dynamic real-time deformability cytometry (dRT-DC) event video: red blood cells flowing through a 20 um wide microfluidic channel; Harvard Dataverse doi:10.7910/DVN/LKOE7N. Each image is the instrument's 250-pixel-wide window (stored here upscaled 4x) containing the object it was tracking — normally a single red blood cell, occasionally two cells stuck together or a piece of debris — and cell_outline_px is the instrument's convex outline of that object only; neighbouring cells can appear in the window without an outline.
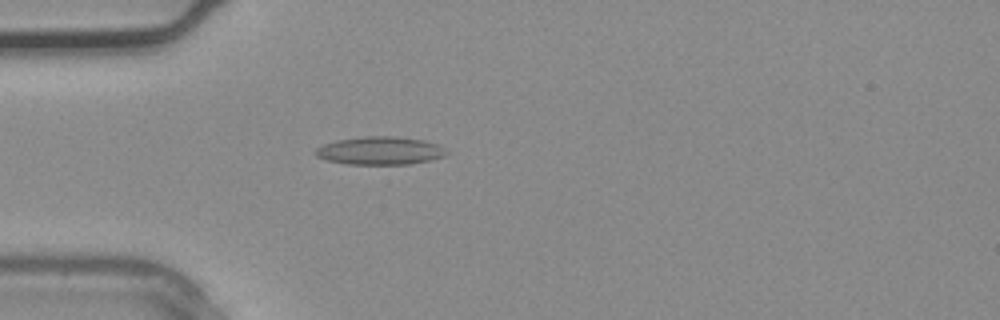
{"species": "common noctule bat (a hibernating species)", "species_latin": "Nyctalus noctula", "temperature_condition": "warm", "stored_images_in_passage": 2, "camera_frame_rate_fps": 3000, "um_per_image_px": 0.085, "animal": {"sex": "male", "body_mass_g": 20.4}, "frame": {"image": 1, "passage_image": 2, "time_ms": 0.333, "image_size_px": [1000, 320], "cell_outline_px": [[448, 152], [444, 156], [432, 160], [408, 164], [348, 164], [328, 160], [316, 156], [312, 152], [316, 148], [324, 144], [336, 140], [364, 136], [396, 136], [424, 140], [440, 144]], "centroid_in_image_um": [32.32, 12.8], "position_along_channel_um": 52.7, "area_um2": 21.56}}